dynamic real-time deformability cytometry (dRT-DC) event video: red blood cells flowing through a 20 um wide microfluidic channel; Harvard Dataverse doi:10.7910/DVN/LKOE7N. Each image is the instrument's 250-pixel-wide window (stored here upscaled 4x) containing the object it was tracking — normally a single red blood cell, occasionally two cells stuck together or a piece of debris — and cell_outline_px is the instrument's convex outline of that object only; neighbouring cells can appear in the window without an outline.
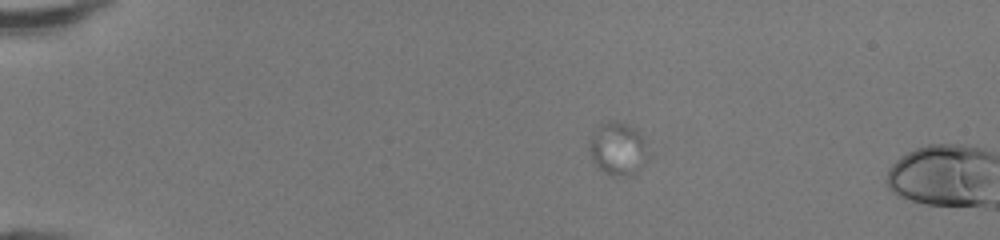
{"species": "human", "species_latin": "Homo sapiens", "temperature_condition": "room temperature", "stored_images_in_passage": 3, "segment_of_instrument_passage": [1, 2], "camera_frame_rate_fps": 3000, "um_per_image_px": 0.085, "donor": {"sex": "female"}, "frame": {"image": 1, "passage_image": 1, "time_ms": 0.0, "image_size_px": [1000, 240], "cell_outline_px": [[648, 156], [644, 164], [636, 172], [616, 176], [612, 176], [596, 168], [588, 148], [588, 144], [596, 128], [612, 120], [636, 128], [644, 136]], "centroid_in_image_um": [52.52, 12.65], "position_along_channel_um": 32.5, "area_um2": 18.03}}